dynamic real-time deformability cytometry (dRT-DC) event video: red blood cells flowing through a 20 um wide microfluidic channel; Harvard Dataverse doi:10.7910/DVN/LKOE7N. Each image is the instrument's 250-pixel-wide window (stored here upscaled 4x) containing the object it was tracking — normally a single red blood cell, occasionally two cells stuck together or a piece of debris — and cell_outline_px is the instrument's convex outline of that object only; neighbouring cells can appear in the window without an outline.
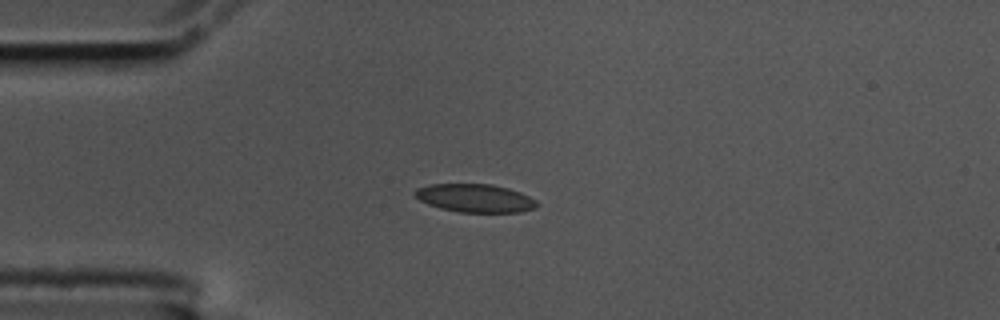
{"species": "common noctule bat (a hibernating species)", "species_latin": "Nyctalus noctula", "temperature_condition": "cold", "stored_images_in_passage": 5, "camera_frame_rate_fps": 3000, "um_per_image_px": 0.085, "animal": {"sex": "male", "body_mass_g": 17.5, "forearm_length_mm": 52.3}, "frame": {"image": 1, "passage_image": 1, "time_ms": 0.0, "image_size_px": [1000, 320], "cell_outline_px": [[540, 204], [536, 208], [520, 212], [460, 212], [440, 208], [428, 204], [420, 200], [412, 192], [416, 188], [428, 184], [492, 184], [508, 188], [520, 192], [536, 200]], "centroid_in_image_um": [40.38, 16.84], "position_along_channel_um": 44.6, "area_um2": 20.17}}
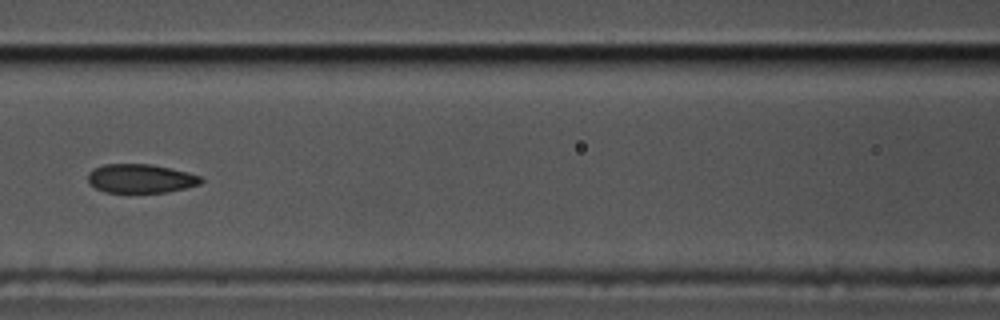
{"frame": {"image": 2, "passage_image": 4, "time_ms": 1.0, "image_size_px": [1000, 320], "cell_outline_px": [[204, 180], [200, 184], [168, 192], [104, 192], [88, 184], [88, 172], [92, 168], [104, 164], [152, 164], [188, 172], [200, 176]], "centroid_in_image_um": [11.92, 15.17], "position_along_channel_um": 154.7, "area_um2": 19.13}}
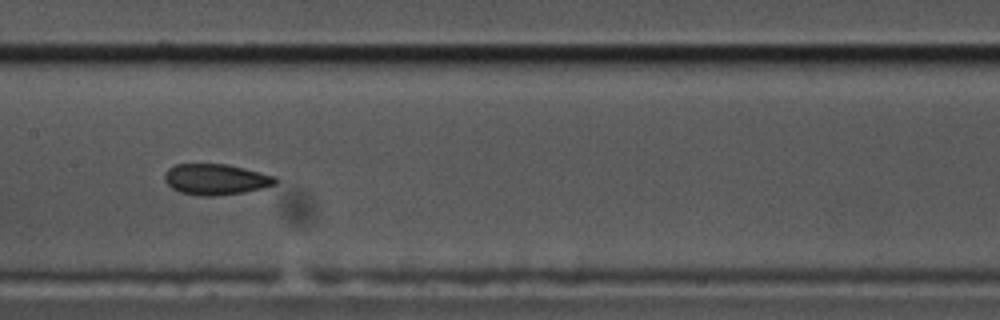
{"frame": {"image": 3, "passage_image": 5, "time_ms": 1.333, "image_size_px": [1000, 320], "cell_outline_px": [[280, 180], [276, 184], [244, 192], [216, 196], [200, 196], [180, 192], [172, 188], [164, 180], [164, 176], [168, 168], [176, 164], [228, 164], [276, 176]], "centroid_in_image_um": [18.35, 15.24], "position_along_channel_um": 189.0, "area_um2": 20.0}}